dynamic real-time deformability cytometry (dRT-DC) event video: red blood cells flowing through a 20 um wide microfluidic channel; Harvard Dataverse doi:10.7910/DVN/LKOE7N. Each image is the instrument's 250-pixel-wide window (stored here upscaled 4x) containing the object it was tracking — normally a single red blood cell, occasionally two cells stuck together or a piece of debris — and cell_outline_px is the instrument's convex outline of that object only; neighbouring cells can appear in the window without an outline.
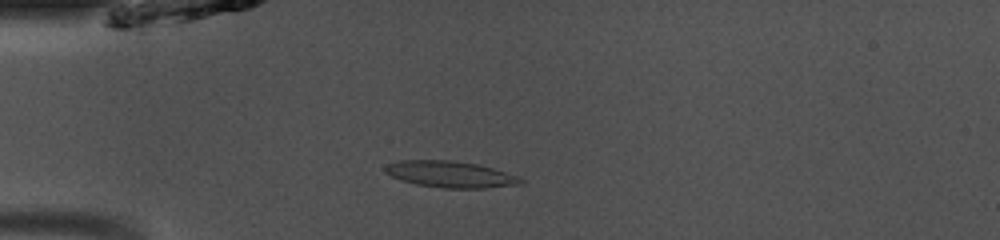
{"species": "common noctule bat (a hibernating species)", "species_latin": "Nyctalus noctula", "temperature_condition": "room temperature", "stored_images_in_passage": 47, "camera_frame_rate_fps": 3000, "um_per_image_px": 0.085, "animal": {"sex": "male", "body_mass_g": 13.0, "forearm_length_mm": 53.1}, "frame": {"image": 1, "passage_image": 12, "time_ms": 3.667, "image_size_px": [1000, 240], "cell_outline_px": [[524, 184], [484, 188], [444, 188], [416, 184], [400, 180], [384, 172], [384, 168], [388, 164], [400, 160], [452, 160], [476, 164], [492, 168], [516, 176], [524, 180]], "centroid_in_image_um": [38.26, 14.82], "position_along_channel_um": 46.7, "area_um2": 20.75}}
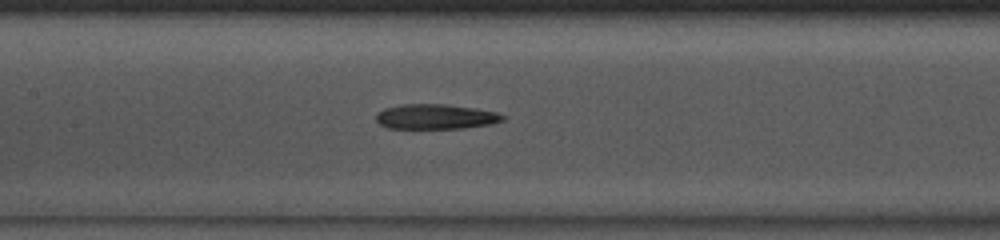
{"frame": {"image": 2, "passage_image": 22, "time_ms": 7.0, "image_size_px": [1000, 240], "cell_outline_px": [[508, 116], [504, 120], [492, 124], [464, 128], [388, 128], [380, 124], [376, 120], [376, 116], [384, 108], [400, 104], [444, 104], [472, 108], [496, 112]], "centroid_in_image_um": [37.06, 9.91], "position_along_channel_um": 170.3, "area_um2": 18.38}}
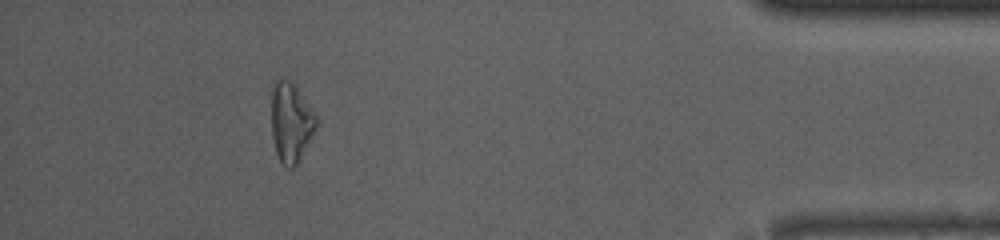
{"frame": {"image": 3, "passage_image": 43, "time_ms": 14.0, "image_size_px": [1000, 240], "cell_outline_px": [[320, 124], [316, 132], [300, 160], [292, 168], [288, 168], [280, 164], [276, 152], [272, 136], [272, 84], [276, 80], [292, 80], [296, 84], [320, 120]], "centroid_in_image_um": [24.78, 10.41], "position_along_channel_um": 410.4, "area_um2": 21.56}, "authors_computed_cell_mechanics": {"area_um2": 19.5942, "velocity_mm_per_s": 4.1385, "shape_relaxation_time_tau1_ms": 3.6236, "shape_relaxation_time_tau2_ms": null, "deformation_change_tau1": 0.1301, "deformation_change_tau2": null}}